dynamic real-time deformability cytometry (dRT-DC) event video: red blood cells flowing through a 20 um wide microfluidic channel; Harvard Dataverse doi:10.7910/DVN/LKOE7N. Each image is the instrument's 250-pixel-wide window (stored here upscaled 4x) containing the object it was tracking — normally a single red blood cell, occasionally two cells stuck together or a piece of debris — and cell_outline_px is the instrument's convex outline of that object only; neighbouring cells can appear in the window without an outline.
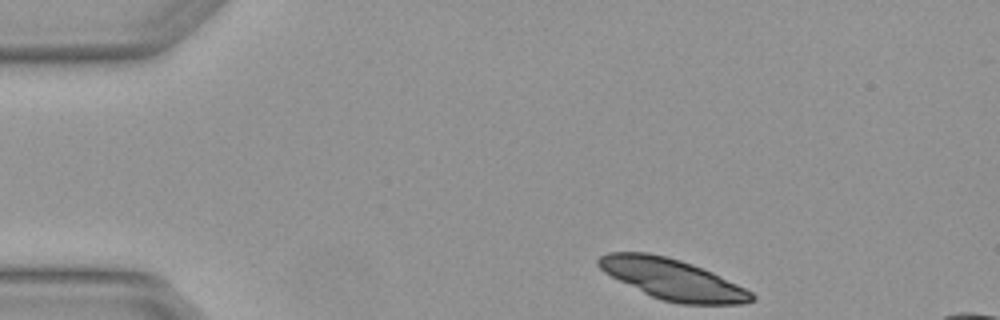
{"species": "Egyptian fruit bat (a non-hibernating species)", "species_latin": "Rousettus aegyptiacus", "temperature_condition": "warm", "stored_images_in_passage": 3, "camera_frame_rate_fps": 3000, "um_per_image_px": 0.085, "animal": {"sex": "female"}, "frame": {"image": 1, "passage_image": 1, "time_ms": 0.0, "image_size_px": [1000, 320], "cell_outline_px": [[756, 296], [752, 300], [740, 304], [680, 304], [664, 300], [652, 296], [604, 272], [596, 264], [596, 260], [600, 256], [608, 252], [648, 252], [668, 256], [692, 264], [712, 272], [752, 292]], "centroid_in_image_um": [57.14, 23.72], "position_along_channel_um": 27.9, "area_um2": 35.84}}